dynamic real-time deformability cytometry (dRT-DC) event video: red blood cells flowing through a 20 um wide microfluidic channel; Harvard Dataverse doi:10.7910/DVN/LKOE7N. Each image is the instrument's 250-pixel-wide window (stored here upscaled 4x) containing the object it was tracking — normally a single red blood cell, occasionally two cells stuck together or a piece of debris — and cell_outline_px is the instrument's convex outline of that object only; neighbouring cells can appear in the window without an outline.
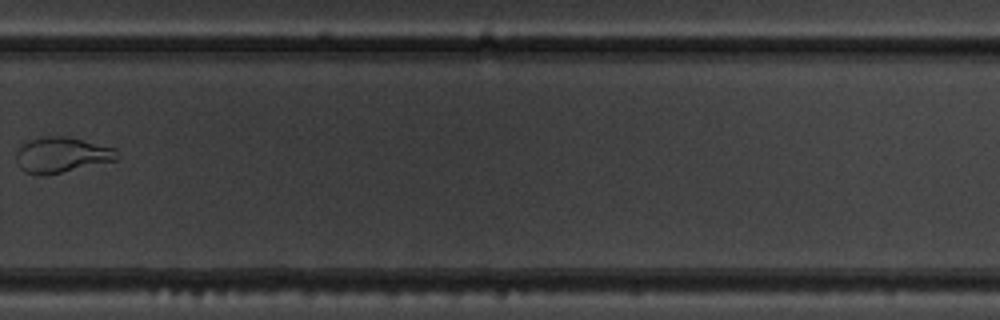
{"species": "common noctule bat (a hibernating species)", "species_latin": "Nyctalus noctula", "temperature_condition": "warm", "stored_images_in_passage": 12, "camera_frame_rate_fps": 3000, "um_per_image_px": 0.085, "animal": {"sex": "male", "body_mass_g": 19.5, "forearm_length_mm": 54.6}, "frame": {"image": 1, "passage_image": 12, "time_ms": 3.667, "image_size_px": [1000, 320], "cell_outline_px": [[120, 156], [116, 160], [48, 176], [32, 176], [24, 172], [20, 168], [16, 160], [16, 152], [24, 144], [32, 140], [48, 136], [64, 136], [116, 148]], "centroid_in_image_um": [5.24, 13.21], "position_along_channel_um": 324.6, "area_um2": 20.98}}